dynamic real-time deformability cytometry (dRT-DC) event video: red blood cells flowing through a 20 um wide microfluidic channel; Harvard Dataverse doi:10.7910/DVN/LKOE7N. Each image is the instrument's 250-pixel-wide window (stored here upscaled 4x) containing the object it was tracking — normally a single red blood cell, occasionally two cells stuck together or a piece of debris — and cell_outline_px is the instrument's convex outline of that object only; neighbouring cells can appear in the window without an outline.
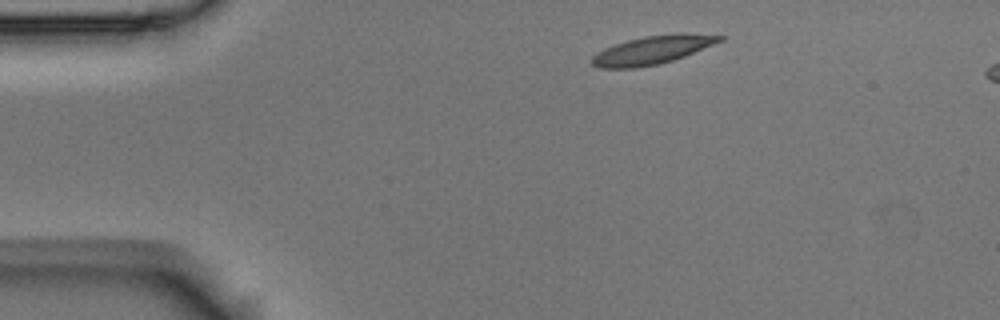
{"species": "Egyptian fruit bat (a non-hibernating species)", "species_latin": "Rousettus aegyptiacus", "temperature_condition": "room temperature", "stored_images_in_passage": 3, "segment_of_instrument_passage": [1, 2], "camera_frame_rate_fps": 3000, "um_per_image_px": 0.085, "animal": {"sex": "male"}, "frame": {"image": 1, "passage_image": 1, "time_ms": 0.0, "image_size_px": [1000, 320], "cell_outline_px": [[728, 36], [724, 40], [684, 56], [660, 64], [636, 68], [600, 68], [592, 64], [592, 56], [604, 48], [628, 40], [644, 36], [684, 32]], "centroid_in_image_um": [55.5, 4.24], "position_along_channel_um": 29.5, "area_um2": 21.15}}